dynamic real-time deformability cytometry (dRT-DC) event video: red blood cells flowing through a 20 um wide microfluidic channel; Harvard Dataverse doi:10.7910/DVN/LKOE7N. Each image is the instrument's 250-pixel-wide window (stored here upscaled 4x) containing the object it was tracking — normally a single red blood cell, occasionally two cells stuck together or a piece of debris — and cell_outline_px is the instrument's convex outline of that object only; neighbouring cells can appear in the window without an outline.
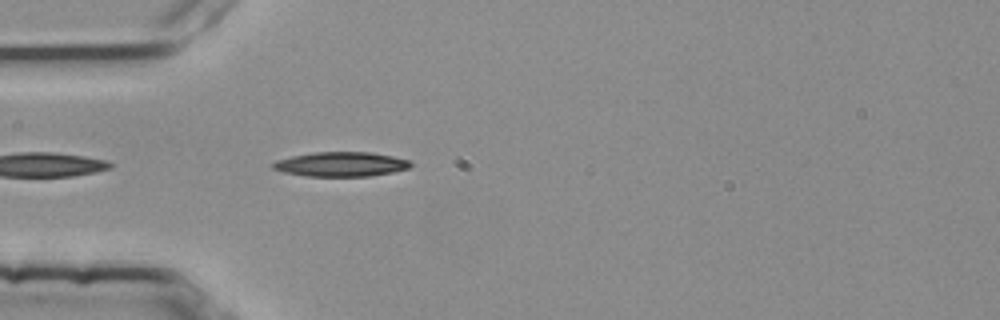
{"species": "common noctule bat (a hibernating species)", "species_latin": "Nyctalus noctula", "temperature_condition": "room temperature", "stored_images_in_passage": 14, "camera_frame_rate_fps": 3000, "um_per_image_px": 0.085, "animal": {"sex": "female", "body_mass_g": 25.1}, "frame": {"image": 1, "passage_image": 3, "time_ms": 0.667, "image_size_px": [1000, 320], "cell_outline_px": [[412, 164], [408, 168], [392, 172], [368, 176], [308, 176], [284, 172], [272, 168], [268, 164], [276, 160], [292, 156], [316, 152], [368, 152], [392, 156], [408, 160]], "centroid_in_image_um": [28.93, 13.96], "position_along_channel_um": 56.1, "area_um2": 19.54}}